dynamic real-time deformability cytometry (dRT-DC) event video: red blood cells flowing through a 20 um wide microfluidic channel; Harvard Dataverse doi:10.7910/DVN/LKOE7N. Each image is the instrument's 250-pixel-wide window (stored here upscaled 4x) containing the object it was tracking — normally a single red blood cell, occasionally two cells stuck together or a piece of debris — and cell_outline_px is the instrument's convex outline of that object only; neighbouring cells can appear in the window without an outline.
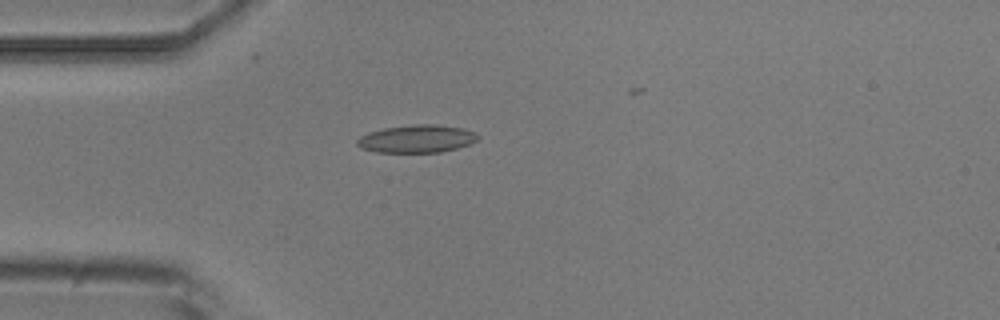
{"species": "common noctule bat (a hibernating species)", "species_latin": "Nyctalus noctula", "temperature_condition": "room temperature", "stored_images_in_passage": 6, "camera_frame_rate_fps": 3000, "um_per_image_px": 0.085, "animal": {"sex": "male", "body_mass_g": 20.5, "forearm_length_mm": 52.5}, "frame": {"image": 1, "passage_image": 5, "time_ms": 4.667, "image_size_px": [1000, 320], "cell_outline_px": [[480, 136], [476, 140], [468, 144], [456, 148], [440, 152], [376, 152], [360, 148], [356, 144], [356, 140], [360, 136], [368, 132], [384, 128], [412, 124], [436, 124], [464, 128], [476, 132]], "centroid_in_image_um": [35.41, 11.78], "position_along_channel_um": 49.6, "area_um2": 19.65}}